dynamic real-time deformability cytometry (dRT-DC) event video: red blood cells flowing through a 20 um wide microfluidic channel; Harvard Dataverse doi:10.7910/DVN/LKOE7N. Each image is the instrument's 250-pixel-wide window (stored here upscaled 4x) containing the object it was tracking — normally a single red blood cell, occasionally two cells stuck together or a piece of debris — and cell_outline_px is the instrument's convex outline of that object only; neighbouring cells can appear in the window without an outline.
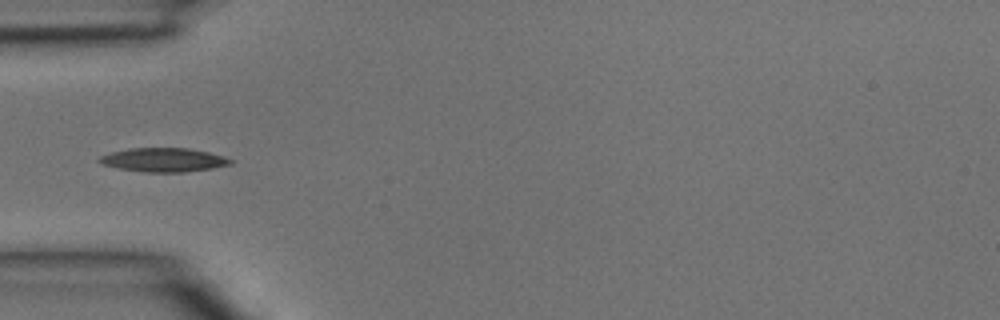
{"species": "common noctule bat (a hibernating species)", "species_latin": "Nyctalus noctula", "temperature_condition": "room temperature", "stored_images_in_passage": 3, "camera_frame_rate_fps": 3000, "um_per_image_px": 0.085, "animal": {"sex": "male", "body_mass_g": 15.6}, "frame": {"image": 1, "passage_image": 3, "time_ms": 0.667, "image_size_px": [1000, 320], "cell_outline_px": [[232, 164], [212, 168], [184, 172], [144, 172], [116, 168], [104, 164], [96, 160], [100, 156], [112, 152], [128, 148], [188, 148], [208, 152], [232, 160]], "centroid_in_image_um": [13.86, 13.59], "position_along_channel_um": 71.1, "area_um2": 18.09}}